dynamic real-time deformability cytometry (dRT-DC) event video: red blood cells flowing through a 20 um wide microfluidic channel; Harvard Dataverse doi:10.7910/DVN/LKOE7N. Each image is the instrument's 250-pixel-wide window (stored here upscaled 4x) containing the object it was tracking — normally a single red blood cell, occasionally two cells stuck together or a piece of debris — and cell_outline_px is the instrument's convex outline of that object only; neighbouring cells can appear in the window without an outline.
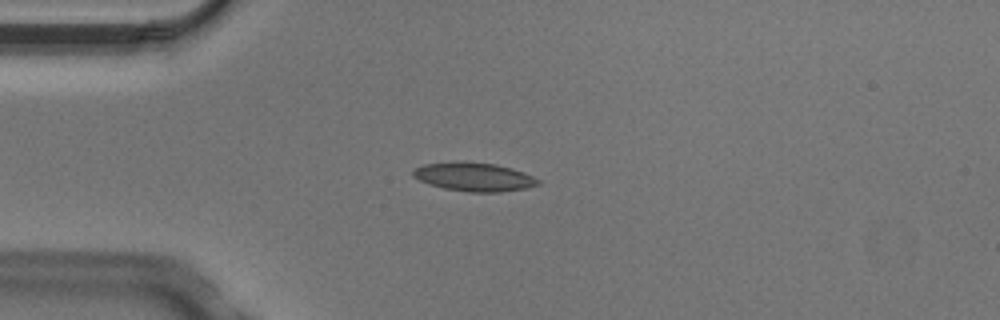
{"species": "Egyptian fruit bat (a non-hibernating species)", "species_latin": "Rousettus aegyptiacus", "temperature_condition": "cold", "stored_images_in_passage": 6, "camera_frame_rate_fps": 3000, "um_per_image_px": 0.085, "animal": {"sex": "male"}, "frame": {"image": 1, "passage_image": 3, "time_ms": 0.667, "image_size_px": [1000, 320], "cell_outline_px": [[540, 184], [524, 188], [500, 192], [468, 192], [444, 188], [428, 184], [412, 176], [412, 168], [424, 164], [456, 160], [496, 164], [512, 168], [524, 172], [540, 180]], "centroid_in_image_um": [40.24, 15.01], "position_along_channel_um": 44.8, "area_um2": 21.15}}
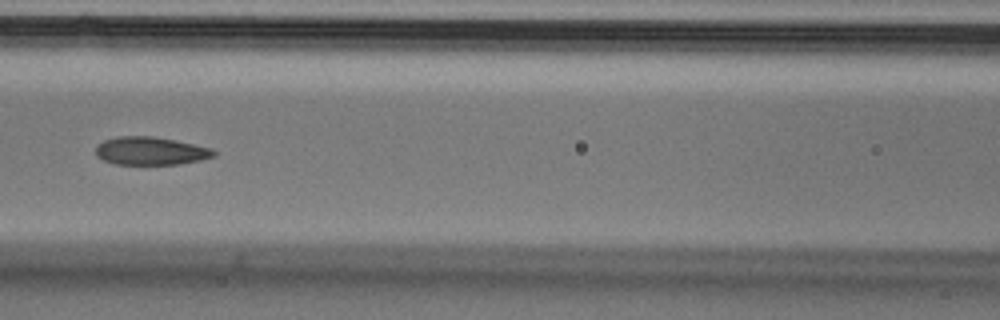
{"frame": {"image": 2, "passage_image": 6, "time_ms": 1.667, "image_size_px": [1000, 320], "cell_outline_px": [[216, 156], [200, 160], [180, 164], [116, 164], [104, 160], [96, 156], [96, 148], [104, 140], [120, 136], [152, 136], [212, 148], [216, 152]], "centroid_in_image_um": [12.82, 12.83], "position_along_channel_um": 153.8, "area_um2": 19.07}}